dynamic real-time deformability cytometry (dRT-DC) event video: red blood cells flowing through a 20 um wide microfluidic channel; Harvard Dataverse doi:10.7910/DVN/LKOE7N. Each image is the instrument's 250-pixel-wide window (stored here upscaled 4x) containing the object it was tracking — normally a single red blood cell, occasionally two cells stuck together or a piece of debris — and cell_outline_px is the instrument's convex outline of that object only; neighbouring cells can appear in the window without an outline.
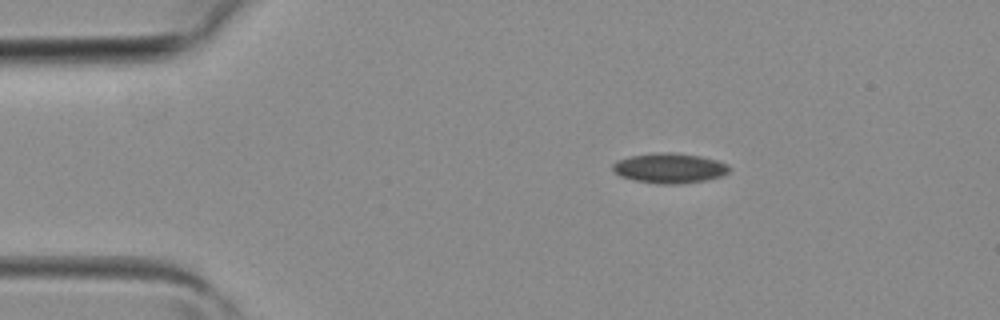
{"species": "common noctule bat (a hibernating species)", "species_latin": "Nyctalus noctula", "temperature_condition": "room temperature", "stored_images_in_passage": 2, "camera_frame_rate_fps": 3000, "um_per_image_px": 0.085, "animal": {"sex": "female", "body_mass_g": 19.3, "forearm_length_mm": 54.1}, "frame": {"image": 1, "passage_image": 1, "time_ms": 0.0, "image_size_px": [1000, 320], "cell_outline_px": [[732, 168], [728, 172], [720, 176], [704, 180], [680, 184], [656, 184], [632, 180], [620, 176], [612, 168], [612, 164], [616, 160], [632, 156], [656, 152], [672, 152], [700, 156], [716, 160], [728, 164]], "centroid_in_image_um": [56.89, 14.29], "position_along_channel_um": 28.1, "area_um2": 20.46}}